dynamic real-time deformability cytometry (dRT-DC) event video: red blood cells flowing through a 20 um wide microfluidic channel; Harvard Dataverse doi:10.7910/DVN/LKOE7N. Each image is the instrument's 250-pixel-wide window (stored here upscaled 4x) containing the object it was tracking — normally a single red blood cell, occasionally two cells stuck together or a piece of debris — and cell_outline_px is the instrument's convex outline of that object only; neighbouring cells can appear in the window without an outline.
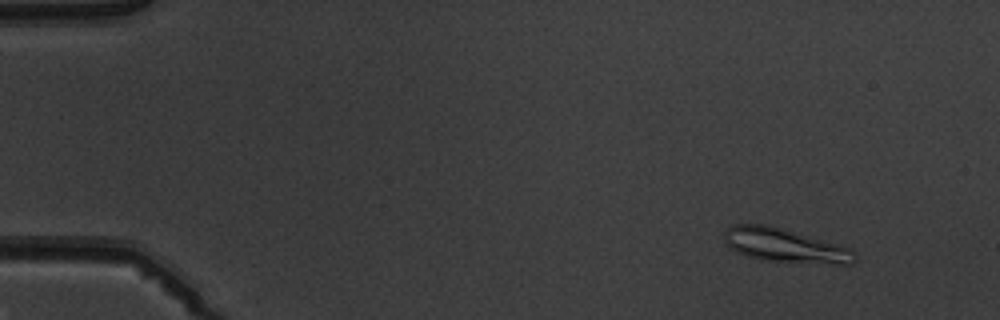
{"species": "common noctule bat (a hibernating species)", "species_latin": "Nyctalus noctula", "temperature_condition": "warm", "stored_images_in_passage": 5, "camera_frame_rate_fps": 3000, "um_per_image_px": 0.085, "animal": {"sex": "male", "body_mass_g": 19.5, "forearm_length_mm": 54.6}, "frame": {"image": 1, "passage_image": 1, "time_ms": 0.0, "image_size_px": [1000, 320], "cell_outline_px": [[856, 260], [852, 264], [840, 264], [764, 260], [748, 256], [736, 252], [728, 248], [724, 240], [724, 232], [732, 224], [768, 224], [840, 244], [852, 248], [856, 256]], "centroid_in_image_um": [66.72, 20.85], "position_along_channel_um": 18.3, "area_um2": 25.89}}
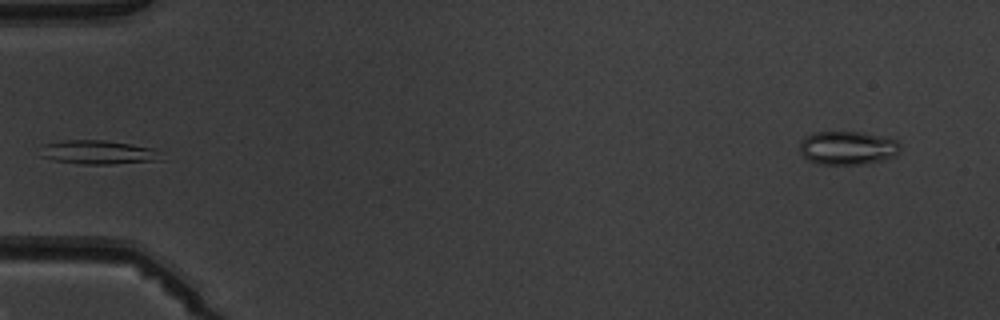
{"frame": {"image": 2, "passage_image": 4, "time_ms": 4.333, "image_size_px": [1000, 320], "cell_outline_px": [[164, 160], [112, 164], [80, 164], [52, 160], [40, 156], [44, 144], [64, 140], [104, 140], [132, 144], [152, 148]], "centroid_in_image_um": [8.32, 12.95], "position_along_channel_um": 76.7, "area_um2": 16.76}}